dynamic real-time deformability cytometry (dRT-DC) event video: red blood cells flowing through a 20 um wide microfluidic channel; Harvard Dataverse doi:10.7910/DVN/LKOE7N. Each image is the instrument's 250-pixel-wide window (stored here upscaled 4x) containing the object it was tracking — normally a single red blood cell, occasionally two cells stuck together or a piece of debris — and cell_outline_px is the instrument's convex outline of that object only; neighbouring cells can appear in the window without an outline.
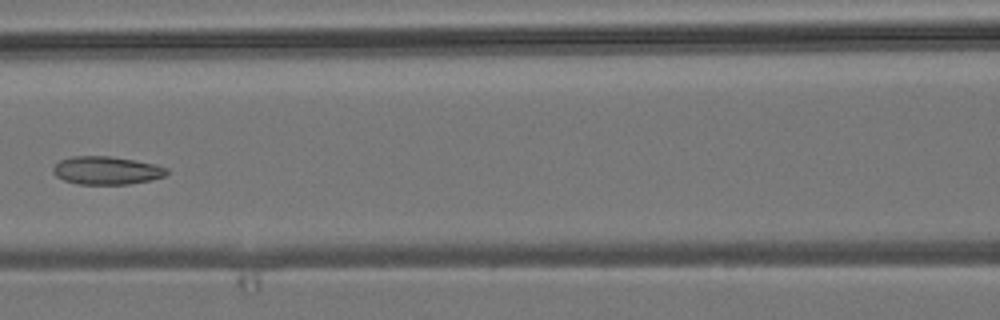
{"species": "common noctule bat (a hibernating species)", "species_latin": "Nyctalus noctula", "temperature_condition": "room temperature", "stored_images_in_passage": 6, "camera_frame_rate_fps": 3000, "um_per_image_px": 0.085, "animal": {"sex": "male", "body_mass_g": 19.2, "forearm_length_mm": 51.8}, "frame": {"image": 1, "passage_image": 6, "time_ms": 6.667, "image_size_px": [1000, 320], "cell_outline_px": [[168, 172], [164, 176], [152, 180], [128, 184], [76, 184], [64, 180], [56, 176], [52, 172], [52, 168], [60, 160], [72, 156], [108, 156], [136, 160], [156, 164], [168, 168]], "centroid_in_image_um": [9.06, 14.49], "position_along_channel_um": 157.5, "area_um2": 18.73}}